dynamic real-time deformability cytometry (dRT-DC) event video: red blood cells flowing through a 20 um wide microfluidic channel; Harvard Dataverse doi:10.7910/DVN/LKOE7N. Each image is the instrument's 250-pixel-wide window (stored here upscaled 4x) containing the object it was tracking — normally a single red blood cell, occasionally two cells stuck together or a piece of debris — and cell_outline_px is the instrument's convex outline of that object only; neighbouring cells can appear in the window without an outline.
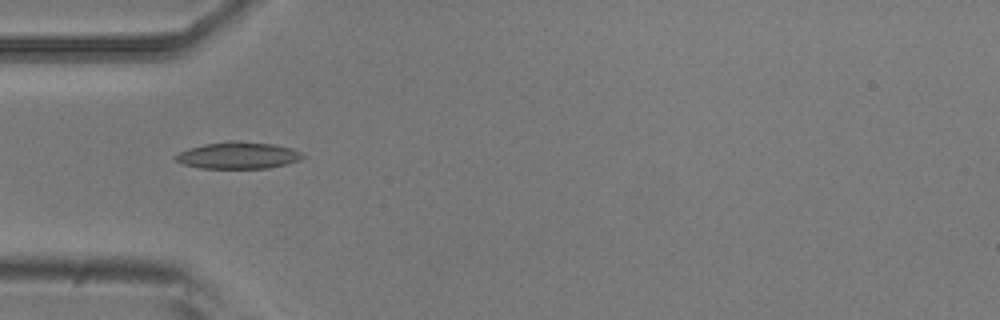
{"species": "common noctule bat (a hibernating species)", "species_latin": "Nyctalus noctula", "temperature_condition": "room temperature", "stored_images_in_passage": 5, "camera_frame_rate_fps": 3000, "um_per_image_px": 0.085, "animal": {"sex": "male", "body_mass_g": 20.5, "forearm_length_mm": 52.5}, "frame": {"image": 1, "passage_image": 5, "time_ms": 1.333, "image_size_px": [1000, 320], "cell_outline_px": [[304, 156], [300, 160], [288, 164], [268, 168], [200, 168], [184, 164], [176, 160], [172, 156], [188, 148], [204, 144], [228, 140], [232, 140], [276, 144], [292, 148], [300, 152]], "centroid_in_image_um": [20.24, 13.2], "position_along_channel_um": 64.8, "area_um2": 20.0}}